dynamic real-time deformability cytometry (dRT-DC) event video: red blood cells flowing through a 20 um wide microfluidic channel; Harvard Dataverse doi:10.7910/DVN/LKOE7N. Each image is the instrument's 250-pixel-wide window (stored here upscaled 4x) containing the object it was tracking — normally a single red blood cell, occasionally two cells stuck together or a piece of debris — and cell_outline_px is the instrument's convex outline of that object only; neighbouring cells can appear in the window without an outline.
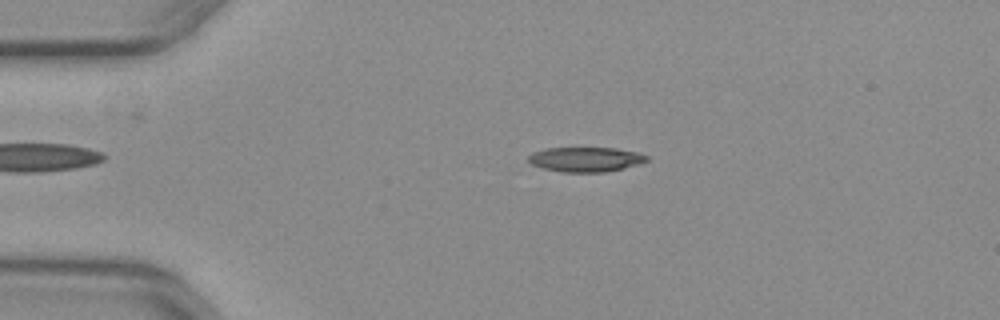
{"species": "common noctule bat (a hibernating species)", "species_latin": "Nyctalus noctula", "temperature_condition": "warm", "stored_images_in_passage": 53, "camera_frame_rate_fps": 3000, "um_per_image_px": 0.085, "animal": {"sex": "female", "body_mass_g": 29.2, "forearm_length_mm": 56.3}, "frame": {"image": 1, "passage_image": 12, "time_ms": 3.667, "image_size_px": [1000, 320], "cell_outline_px": [[648, 160], [624, 168], [604, 172], [560, 172], [544, 168], [532, 164], [528, 160], [528, 156], [532, 152], [544, 148], [616, 148], [636, 152], [648, 156]], "centroid_in_image_um": [49.74, 13.54], "position_along_channel_um": 35.3, "area_um2": 16.94}}
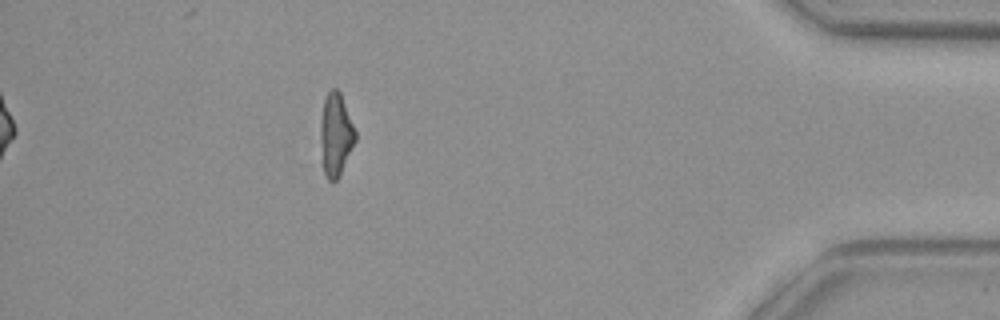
{"frame": {"image": 2, "passage_image": 47, "time_ms": 15.333, "image_size_px": [1000, 320], "cell_outline_px": [[356, 140], [336, 180], [332, 184], [328, 180], [324, 172], [320, 140], [320, 120], [324, 100], [328, 92], [332, 88], [336, 88], [340, 92], [356, 132]], "centroid_in_image_um": [28.52, 11.43], "position_along_channel_um": 406.7, "area_um2": 16.59}}